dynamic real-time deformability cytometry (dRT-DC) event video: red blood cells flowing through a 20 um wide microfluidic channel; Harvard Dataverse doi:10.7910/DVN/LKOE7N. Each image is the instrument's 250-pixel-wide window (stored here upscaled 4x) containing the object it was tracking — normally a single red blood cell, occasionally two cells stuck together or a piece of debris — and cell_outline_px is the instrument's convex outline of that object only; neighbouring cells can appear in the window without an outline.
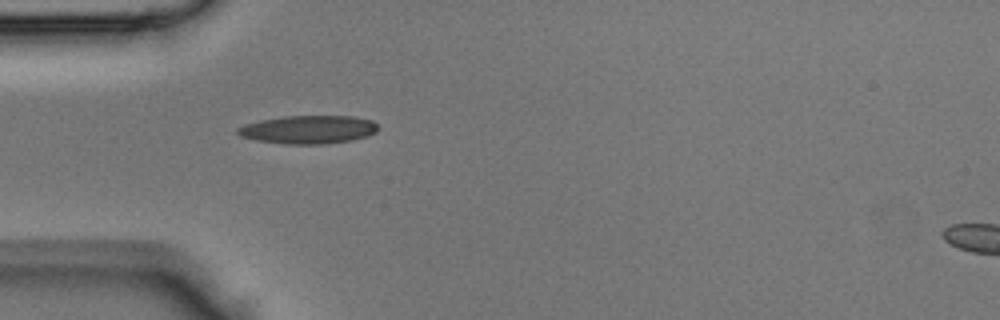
{"species": "Egyptian fruit bat (a non-hibernating species)", "species_latin": "Rousettus aegyptiacus", "temperature_condition": "room temperature", "stored_images_in_passage": 32, "camera_frame_rate_fps": 3000, "um_per_image_px": 0.085, "animal": {"sex": "male"}, "frame": {"image": 1, "passage_image": 1, "time_ms": 0.0, "image_size_px": [1000, 320], "cell_outline_px": [[380, 128], [376, 132], [368, 136], [352, 140], [324, 144], [288, 144], [256, 140], [240, 136], [236, 132], [236, 128], [244, 124], [260, 120], [284, 116], [352, 116], [372, 120]], "centroid_in_image_um": [26.22, 11.01], "position_along_channel_um": 58.8, "area_um2": 23.24}}
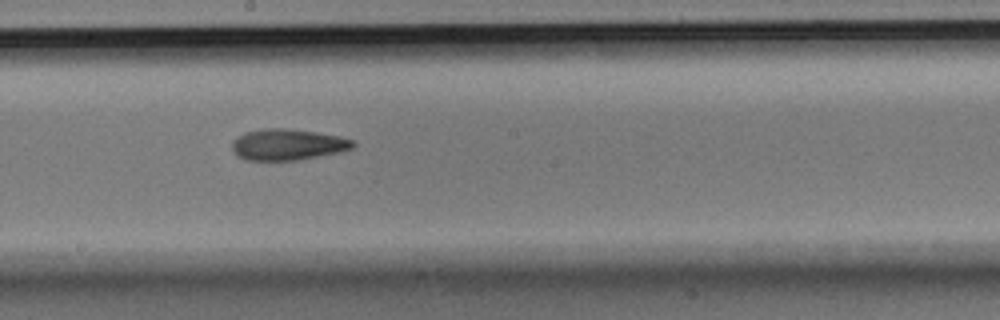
{"frame": {"image": 2, "passage_image": 12, "time_ms": 3.667, "image_size_px": [1000, 320], "cell_outline_px": [[356, 144], [352, 148], [340, 152], [300, 160], [248, 160], [236, 156], [232, 152], [232, 144], [244, 132], [264, 128], [280, 128], [312, 132], [336, 136], [352, 140]], "centroid_in_image_um": [24.42, 12.3], "position_along_channel_um": 223.8, "area_um2": 21.68}}
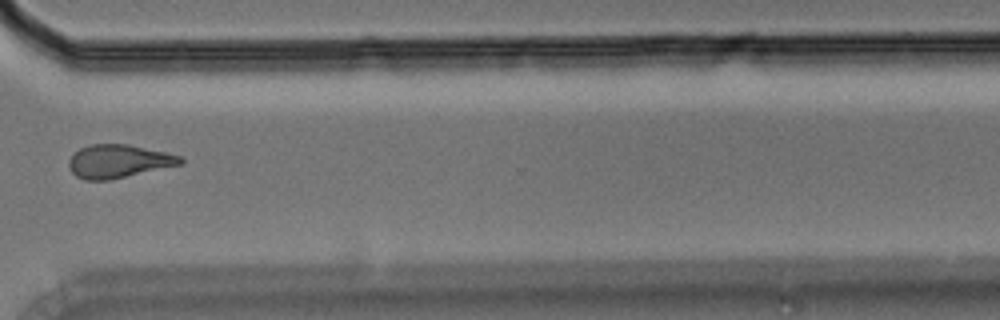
{"frame": {"image": 3, "passage_image": 21, "time_ms": 6.667, "image_size_px": [1000, 320], "cell_outline_px": [[184, 164], [108, 180], [84, 180], [76, 176], [72, 172], [68, 164], [68, 160], [80, 148], [88, 144], [128, 144], [168, 152], [180, 156], [184, 160]], "centroid_in_image_um": [10.1, 13.7], "position_along_channel_um": 360.5, "area_um2": 21.73}}